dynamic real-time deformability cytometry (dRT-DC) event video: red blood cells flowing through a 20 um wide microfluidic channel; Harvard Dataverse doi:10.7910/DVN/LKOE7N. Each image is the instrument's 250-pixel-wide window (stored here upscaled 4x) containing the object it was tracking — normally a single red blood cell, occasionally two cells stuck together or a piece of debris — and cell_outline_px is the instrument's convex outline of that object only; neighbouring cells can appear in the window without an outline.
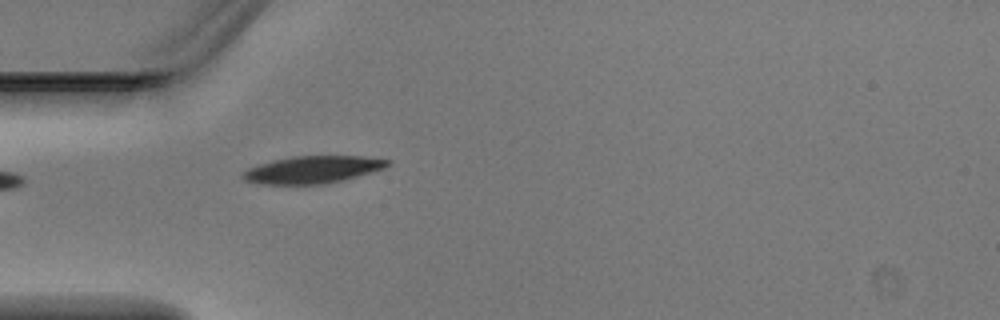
{"species": "Egyptian fruit bat (a non-hibernating species)", "species_latin": "Rousettus aegyptiacus", "temperature_condition": "warm", "stored_images_in_passage": 4, "camera_frame_rate_fps": 3000, "um_per_image_px": 0.085, "animal": {"sex": "male"}, "frame": {"image": 1, "passage_image": 4, "time_ms": 1.0, "image_size_px": [1000, 320], "cell_outline_px": [[392, 164], [384, 168], [344, 180], [324, 184], [260, 184], [244, 180], [240, 176], [248, 168], [272, 160], [292, 156], [360, 156], [392, 160]], "centroid_in_image_um": [26.58, 14.41], "position_along_channel_um": 58.4, "area_um2": 23.06}}